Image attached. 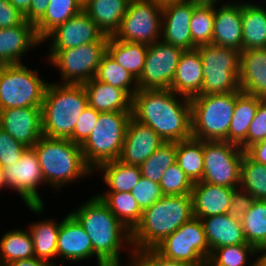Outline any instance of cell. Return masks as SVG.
<instances>
[{
  "instance_id": "1f68e13d",
  "label": "cell",
  "mask_w": 266,
  "mask_h": 266,
  "mask_svg": "<svg viewBox=\"0 0 266 266\" xmlns=\"http://www.w3.org/2000/svg\"><path fill=\"white\" fill-rule=\"evenodd\" d=\"M148 45L127 42L109 37L106 52L121 67L126 69L137 80L139 79L146 60Z\"/></svg>"
},
{
  "instance_id": "cb8c5ba5",
  "label": "cell",
  "mask_w": 266,
  "mask_h": 266,
  "mask_svg": "<svg viewBox=\"0 0 266 266\" xmlns=\"http://www.w3.org/2000/svg\"><path fill=\"white\" fill-rule=\"evenodd\" d=\"M202 58L197 49L185 50L177 64L170 89L180 96L192 99L203 86Z\"/></svg>"
},
{
  "instance_id": "94428289",
  "label": "cell",
  "mask_w": 266,
  "mask_h": 266,
  "mask_svg": "<svg viewBox=\"0 0 266 266\" xmlns=\"http://www.w3.org/2000/svg\"><path fill=\"white\" fill-rule=\"evenodd\" d=\"M6 186H5V180H4V174L3 172H0V191L1 190H5Z\"/></svg>"
},
{
  "instance_id": "83f0119b",
  "label": "cell",
  "mask_w": 266,
  "mask_h": 266,
  "mask_svg": "<svg viewBox=\"0 0 266 266\" xmlns=\"http://www.w3.org/2000/svg\"><path fill=\"white\" fill-rule=\"evenodd\" d=\"M260 3L242 0V51L266 48V5Z\"/></svg>"
},
{
  "instance_id": "6f0895ef",
  "label": "cell",
  "mask_w": 266,
  "mask_h": 266,
  "mask_svg": "<svg viewBox=\"0 0 266 266\" xmlns=\"http://www.w3.org/2000/svg\"><path fill=\"white\" fill-rule=\"evenodd\" d=\"M189 1H192L196 5H214V6H216L218 4H223V1H224V3H228L230 1L232 2L235 0H189Z\"/></svg>"
},
{
  "instance_id": "f546056e",
  "label": "cell",
  "mask_w": 266,
  "mask_h": 266,
  "mask_svg": "<svg viewBox=\"0 0 266 266\" xmlns=\"http://www.w3.org/2000/svg\"><path fill=\"white\" fill-rule=\"evenodd\" d=\"M130 0H88L83 10L108 37L114 36L120 27Z\"/></svg>"
},
{
  "instance_id": "4316f807",
  "label": "cell",
  "mask_w": 266,
  "mask_h": 266,
  "mask_svg": "<svg viewBox=\"0 0 266 266\" xmlns=\"http://www.w3.org/2000/svg\"><path fill=\"white\" fill-rule=\"evenodd\" d=\"M88 105L98 112H132V98L121 88L96 78L83 83Z\"/></svg>"
},
{
  "instance_id": "bcb514c9",
  "label": "cell",
  "mask_w": 266,
  "mask_h": 266,
  "mask_svg": "<svg viewBox=\"0 0 266 266\" xmlns=\"http://www.w3.org/2000/svg\"><path fill=\"white\" fill-rule=\"evenodd\" d=\"M27 149L0 127V165H15Z\"/></svg>"
},
{
  "instance_id": "ba28073f",
  "label": "cell",
  "mask_w": 266,
  "mask_h": 266,
  "mask_svg": "<svg viewBox=\"0 0 266 266\" xmlns=\"http://www.w3.org/2000/svg\"><path fill=\"white\" fill-rule=\"evenodd\" d=\"M25 64L0 66V110L42 106L49 82Z\"/></svg>"
},
{
  "instance_id": "8992f818",
  "label": "cell",
  "mask_w": 266,
  "mask_h": 266,
  "mask_svg": "<svg viewBox=\"0 0 266 266\" xmlns=\"http://www.w3.org/2000/svg\"><path fill=\"white\" fill-rule=\"evenodd\" d=\"M190 101L192 138L227 142L236 102V91L226 94L198 95Z\"/></svg>"
},
{
  "instance_id": "836d02e7",
  "label": "cell",
  "mask_w": 266,
  "mask_h": 266,
  "mask_svg": "<svg viewBox=\"0 0 266 266\" xmlns=\"http://www.w3.org/2000/svg\"><path fill=\"white\" fill-rule=\"evenodd\" d=\"M82 10L79 0H49L46 12L34 24L38 38L43 42L54 29Z\"/></svg>"
},
{
  "instance_id": "db71d44e",
  "label": "cell",
  "mask_w": 266,
  "mask_h": 266,
  "mask_svg": "<svg viewBox=\"0 0 266 266\" xmlns=\"http://www.w3.org/2000/svg\"><path fill=\"white\" fill-rule=\"evenodd\" d=\"M245 152L254 161L266 165V139L253 144Z\"/></svg>"
},
{
  "instance_id": "8fae6325",
  "label": "cell",
  "mask_w": 266,
  "mask_h": 266,
  "mask_svg": "<svg viewBox=\"0 0 266 266\" xmlns=\"http://www.w3.org/2000/svg\"><path fill=\"white\" fill-rule=\"evenodd\" d=\"M164 258L191 266H206L211 251L202 222L192 217L154 248Z\"/></svg>"
},
{
  "instance_id": "6125c7cd",
  "label": "cell",
  "mask_w": 266,
  "mask_h": 266,
  "mask_svg": "<svg viewBox=\"0 0 266 266\" xmlns=\"http://www.w3.org/2000/svg\"><path fill=\"white\" fill-rule=\"evenodd\" d=\"M81 3H82V5L84 6V4L88 1V0H79Z\"/></svg>"
},
{
  "instance_id": "816d5d0a",
  "label": "cell",
  "mask_w": 266,
  "mask_h": 266,
  "mask_svg": "<svg viewBox=\"0 0 266 266\" xmlns=\"http://www.w3.org/2000/svg\"><path fill=\"white\" fill-rule=\"evenodd\" d=\"M25 21L24 14L8 0H0V28L19 25Z\"/></svg>"
},
{
  "instance_id": "4fadbf2b",
  "label": "cell",
  "mask_w": 266,
  "mask_h": 266,
  "mask_svg": "<svg viewBox=\"0 0 266 266\" xmlns=\"http://www.w3.org/2000/svg\"><path fill=\"white\" fill-rule=\"evenodd\" d=\"M162 36V6L153 0H130L114 38L150 45Z\"/></svg>"
},
{
  "instance_id": "74e56055",
  "label": "cell",
  "mask_w": 266,
  "mask_h": 266,
  "mask_svg": "<svg viewBox=\"0 0 266 266\" xmlns=\"http://www.w3.org/2000/svg\"><path fill=\"white\" fill-rule=\"evenodd\" d=\"M241 223L246 242L257 250L266 248V200H254Z\"/></svg>"
},
{
  "instance_id": "ffe728a7",
  "label": "cell",
  "mask_w": 266,
  "mask_h": 266,
  "mask_svg": "<svg viewBox=\"0 0 266 266\" xmlns=\"http://www.w3.org/2000/svg\"><path fill=\"white\" fill-rule=\"evenodd\" d=\"M164 143V140L151 127L132 117L127 126L118 160L128 165L140 166Z\"/></svg>"
},
{
  "instance_id": "30bf717a",
  "label": "cell",
  "mask_w": 266,
  "mask_h": 266,
  "mask_svg": "<svg viewBox=\"0 0 266 266\" xmlns=\"http://www.w3.org/2000/svg\"><path fill=\"white\" fill-rule=\"evenodd\" d=\"M107 42H91L64 50H47L46 63L58 69L60 84H83L95 78Z\"/></svg>"
},
{
  "instance_id": "9a60e30c",
  "label": "cell",
  "mask_w": 266,
  "mask_h": 266,
  "mask_svg": "<svg viewBox=\"0 0 266 266\" xmlns=\"http://www.w3.org/2000/svg\"><path fill=\"white\" fill-rule=\"evenodd\" d=\"M184 50L162 39L148 45L139 79V89H170L175 70Z\"/></svg>"
},
{
  "instance_id": "7dc6e473",
  "label": "cell",
  "mask_w": 266,
  "mask_h": 266,
  "mask_svg": "<svg viewBox=\"0 0 266 266\" xmlns=\"http://www.w3.org/2000/svg\"><path fill=\"white\" fill-rule=\"evenodd\" d=\"M99 113L100 112L88 105L81 113L74 127L73 134L69 139L81 146L91 134L99 118Z\"/></svg>"
},
{
  "instance_id": "4dcf8cb0",
  "label": "cell",
  "mask_w": 266,
  "mask_h": 266,
  "mask_svg": "<svg viewBox=\"0 0 266 266\" xmlns=\"http://www.w3.org/2000/svg\"><path fill=\"white\" fill-rule=\"evenodd\" d=\"M62 220L56 221V218L32 221L27 226L32 237L34 254L38 259L46 260L59 266L57 260V242L60 224Z\"/></svg>"
},
{
  "instance_id": "f1b7e54d",
  "label": "cell",
  "mask_w": 266,
  "mask_h": 266,
  "mask_svg": "<svg viewBox=\"0 0 266 266\" xmlns=\"http://www.w3.org/2000/svg\"><path fill=\"white\" fill-rule=\"evenodd\" d=\"M261 98L236 91V102L233 116L228 131L227 142L240 146L247 150V134L249 126L256 115Z\"/></svg>"
},
{
  "instance_id": "ee69618b",
  "label": "cell",
  "mask_w": 266,
  "mask_h": 266,
  "mask_svg": "<svg viewBox=\"0 0 266 266\" xmlns=\"http://www.w3.org/2000/svg\"><path fill=\"white\" fill-rule=\"evenodd\" d=\"M163 195H188L193 189V182L177 163L169 166L159 182Z\"/></svg>"
},
{
  "instance_id": "680465c9",
  "label": "cell",
  "mask_w": 266,
  "mask_h": 266,
  "mask_svg": "<svg viewBox=\"0 0 266 266\" xmlns=\"http://www.w3.org/2000/svg\"><path fill=\"white\" fill-rule=\"evenodd\" d=\"M256 258V266H266V248L258 250Z\"/></svg>"
},
{
  "instance_id": "d6986e66",
  "label": "cell",
  "mask_w": 266,
  "mask_h": 266,
  "mask_svg": "<svg viewBox=\"0 0 266 266\" xmlns=\"http://www.w3.org/2000/svg\"><path fill=\"white\" fill-rule=\"evenodd\" d=\"M0 127L27 148H32L43 136L41 107L0 110Z\"/></svg>"
},
{
  "instance_id": "ab89813d",
  "label": "cell",
  "mask_w": 266,
  "mask_h": 266,
  "mask_svg": "<svg viewBox=\"0 0 266 266\" xmlns=\"http://www.w3.org/2000/svg\"><path fill=\"white\" fill-rule=\"evenodd\" d=\"M239 188L255 200H266V165L254 161L246 152L240 165Z\"/></svg>"
},
{
  "instance_id": "8d00e7d4",
  "label": "cell",
  "mask_w": 266,
  "mask_h": 266,
  "mask_svg": "<svg viewBox=\"0 0 266 266\" xmlns=\"http://www.w3.org/2000/svg\"><path fill=\"white\" fill-rule=\"evenodd\" d=\"M176 163L193 183L201 181L204 169L203 141L191 138L177 142Z\"/></svg>"
},
{
  "instance_id": "60d3db41",
  "label": "cell",
  "mask_w": 266,
  "mask_h": 266,
  "mask_svg": "<svg viewBox=\"0 0 266 266\" xmlns=\"http://www.w3.org/2000/svg\"><path fill=\"white\" fill-rule=\"evenodd\" d=\"M257 253L258 250L250 244L223 246L211 252L206 266H256L254 257ZM252 257L254 261H251Z\"/></svg>"
},
{
  "instance_id": "603a6c76",
  "label": "cell",
  "mask_w": 266,
  "mask_h": 266,
  "mask_svg": "<svg viewBox=\"0 0 266 266\" xmlns=\"http://www.w3.org/2000/svg\"><path fill=\"white\" fill-rule=\"evenodd\" d=\"M235 189L207 182H195L191 191L193 217L200 219L228 213Z\"/></svg>"
},
{
  "instance_id": "7402d4cb",
  "label": "cell",
  "mask_w": 266,
  "mask_h": 266,
  "mask_svg": "<svg viewBox=\"0 0 266 266\" xmlns=\"http://www.w3.org/2000/svg\"><path fill=\"white\" fill-rule=\"evenodd\" d=\"M239 1L214 6L213 45L242 51V0Z\"/></svg>"
},
{
  "instance_id": "484cf974",
  "label": "cell",
  "mask_w": 266,
  "mask_h": 266,
  "mask_svg": "<svg viewBox=\"0 0 266 266\" xmlns=\"http://www.w3.org/2000/svg\"><path fill=\"white\" fill-rule=\"evenodd\" d=\"M209 249L235 244H249L246 242L241 220L232 217L229 213L200 218Z\"/></svg>"
},
{
  "instance_id": "5bb4252c",
  "label": "cell",
  "mask_w": 266,
  "mask_h": 266,
  "mask_svg": "<svg viewBox=\"0 0 266 266\" xmlns=\"http://www.w3.org/2000/svg\"><path fill=\"white\" fill-rule=\"evenodd\" d=\"M245 151L226 141H203L204 169L201 182L239 188L240 165Z\"/></svg>"
},
{
  "instance_id": "91938a15",
  "label": "cell",
  "mask_w": 266,
  "mask_h": 266,
  "mask_svg": "<svg viewBox=\"0 0 266 266\" xmlns=\"http://www.w3.org/2000/svg\"><path fill=\"white\" fill-rule=\"evenodd\" d=\"M153 1H155L158 5L163 7V6L167 5V4L180 2V1H183V0H153Z\"/></svg>"
},
{
  "instance_id": "c3c4849f",
  "label": "cell",
  "mask_w": 266,
  "mask_h": 266,
  "mask_svg": "<svg viewBox=\"0 0 266 266\" xmlns=\"http://www.w3.org/2000/svg\"><path fill=\"white\" fill-rule=\"evenodd\" d=\"M129 264L131 266H191L183 262L164 258L155 249L134 251Z\"/></svg>"
},
{
  "instance_id": "2e32d148",
  "label": "cell",
  "mask_w": 266,
  "mask_h": 266,
  "mask_svg": "<svg viewBox=\"0 0 266 266\" xmlns=\"http://www.w3.org/2000/svg\"><path fill=\"white\" fill-rule=\"evenodd\" d=\"M62 219L57 242V260L61 261L59 266H64L67 261L76 264L94 258L96 266H106L94 254L91 239L80 222L70 212Z\"/></svg>"
},
{
  "instance_id": "d6a6232c",
  "label": "cell",
  "mask_w": 266,
  "mask_h": 266,
  "mask_svg": "<svg viewBox=\"0 0 266 266\" xmlns=\"http://www.w3.org/2000/svg\"><path fill=\"white\" fill-rule=\"evenodd\" d=\"M101 172L106 187L104 192H131L141 178L139 166L128 165L120 160L100 164L93 172Z\"/></svg>"
},
{
  "instance_id": "7bdbcfd3",
  "label": "cell",
  "mask_w": 266,
  "mask_h": 266,
  "mask_svg": "<svg viewBox=\"0 0 266 266\" xmlns=\"http://www.w3.org/2000/svg\"><path fill=\"white\" fill-rule=\"evenodd\" d=\"M214 27V5H197L193 10L190 32L193 45L212 44Z\"/></svg>"
},
{
  "instance_id": "5b68a950",
  "label": "cell",
  "mask_w": 266,
  "mask_h": 266,
  "mask_svg": "<svg viewBox=\"0 0 266 266\" xmlns=\"http://www.w3.org/2000/svg\"><path fill=\"white\" fill-rule=\"evenodd\" d=\"M87 106L83 84L48 83L41 106L43 136L69 139Z\"/></svg>"
},
{
  "instance_id": "d590c367",
  "label": "cell",
  "mask_w": 266,
  "mask_h": 266,
  "mask_svg": "<svg viewBox=\"0 0 266 266\" xmlns=\"http://www.w3.org/2000/svg\"><path fill=\"white\" fill-rule=\"evenodd\" d=\"M130 231L140 222L142 210L131 192H99L96 194Z\"/></svg>"
},
{
  "instance_id": "9c48e42d",
  "label": "cell",
  "mask_w": 266,
  "mask_h": 266,
  "mask_svg": "<svg viewBox=\"0 0 266 266\" xmlns=\"http://www.w3.org/2000/svg\"><path fill=\"white\" fill-rule=\"evenodd\" d=\"M196 49L202 58L204 76L200 95L240 91V51L213 44L201 45Z\"/></svg>"
},
{
  "instance_id": "be15d7a7",
  "label": "cell",
  "mask_w": 266,
  "mask_h": 266,
  "mask_svg": "<svg viewBox=\"0 0 266 266\" xmlns=\"http://www.w3.org/2000/svg\"><path fill=\"white\" fill-rule=\"evenodd\" d=\"M107 266H123V265H107ZM126 266H131L130 264H126Z\"/></svg>"
},
{
  "instance_id": "44dd1931",
  "label": "cell",
  "mask_w": 266,
  "mask_h": 266,
  "mask_svg": "<svg viewBox=\"0 0 266 266\" xmlns=\"http://www.w3.org/2000/svg\"><path fill=\"white\" fill-rule=\"evenodd\" d=\"M42 44L34 24L26 20L13 27L0 28V66L24 63L23 56Z\"/></svg>"
},
{
  "instance_id": "ac0fdd59",
  "label": "cell",
  "mask_w": 266,
  "mask_h": 266,
  "mask_svg": "<svg viewBox=\"0 0 266 266\" xmlns=\"http://www.w3.org/2000/svg\"><path fill=\"white\" fill-rule=\"evenodd\" d=\"M197 5L189 0L170 3L162 7L161 39L185 50H194L190 32L193 10Z\"/></svg>"
},
{
  "instance_id": "6da1fadb",
  "label": "cell",
  "mask_w": 266,
  "mask_h": 266,
  "mask_svg": "<svg viewBox=\"0 0 266 266\" xmlns=\"http://www.w3.org/2000/svg\"><path fill=\"white\" fill-rule=\"evenodd\" d=\"M132 117L164 142L192 138L191 101L171 89H139L132 98Z\"/></svg>"
},
{
  "instance_id": "7a4b0ae2",
  "label": "cell",
  "mask_w": 266,
  "mask_h": 266,
  "mask_svg": "<svg viewBox=\"0 0 266 266\" xmlns=\"http://www.w3.org/2000/svg\"><path fill=\"white\" fill-rule=\"evenodd\" d=\"M70 213L80 222L91 239L94 254L107 265H123L122 251L129 264L133 254L131 231L109 210L96 194ZM130 255V256H129ZM122 260V261H121Z\"/></svg>"
},
{
  "instance_id": "e575fe53",
  "label": "cell",
  "mask_w": 266,
  "mask_h": 266,
  "mask_svg": "<svg viewBox=\"0 0 266 266\" xmlns=\"http://www.w3.org/2000/svg\"><path fill=\"white\" fill-rule=\"evenodd\" d=\"M5 232L0 237V266L35 257L33 241L28 229L13 228Z\"/></svg>"
},
{
  "instance_id": "d4e9b609",
  "label": "cell",
  "mask_w": 266,
  "mask_h": 266,
  "mask_svg": "<svg viewBox=\"0 0 266 266\" xmlns=\"http://www.w3.org/2000/svg\"><path fill=\"white\" fill-rule=\"evenodd\" d=\"M240 90L266 99V48L240 52Z\"/></svg>"
},
{
  "instance_id": "f907efd6",
  "label": "cell",
  "mask_w": 266,
  "mask_h": 266,
  "mask_svg": "<svg viewBox=\"0 0 266 266\" xmlns=\"http://www.w3.org/2000/svg\"><path fill=\"white\" fill-rule=\"evenodd\" d=\"M254 200L255 199L246 191L240 188H236L233 191V196L229 205L228 213L232 217L241 220L246 211L251 207Z\"/></svg>"
},
{
  "instance_id": "11a10c76",
  "label": "cell",
  "mask_w": 266,
  "mask_h": 266,
  "mask_svg": "<svg viewBox=\"0 0 266 266\" xmlns=\"http://www.w3.org/2000/svg\"><path fill=\"white\" fill-rule=\"evenodd\" d=\"M4 266H57L53 263L36 257L21 259L5 264Z\"/></svg>"
},
{
  "instance_id": "f6af8a7d",
  "label": "cell",
  "mask_w": 266,
  "mask_h": 266,
  "mask_svg": "<svg viewBox=\"0 0 266 266\" xmlns=\"http://www.w3.org/2000/svg\"><path fill=\"white\" fill-rule=\"evenodd\" d=\"M131 193L142 211L150 207L163 196L160 184L143 176H141L139 181L133 187Z\"/></svg>"
},
{
  "instance_id": "7c38bea8",
  "label": "cell",
  "mask_w": 266,
  "mask_h": 266,
  "mask_svg": "<svg viewBox=\"0 0 266 266\" xmlns=\"http://www.w3.org/2000/svg\"><path fill=\"white\" fill-rule=\"evenodd\" d=\"M2 170L6 190L15 191L32 213H44L45 202L38 190L46 183L35 150L27 148L15 165L2 167Z\"/></svg>"
},
{
  "instance_id": "e0dca14e",
  "label": "cell",
  "mask_w": 266,
  "mask_h": 266,
  "mask_svg": "<svg viewBox=\"0 0 266 266\" xmlns=\"http://www.w3.org/2000/svg\"><path fill=\"white\" fill-rule=\"evenodd\" d=\"M108 39L82 10L54 29L42 43L50 40L49 50H64L91 42H108Z\"/></svg>"
},
{
  "instance_id": "3957f363",
  "label": "cell",
  "mask_w": 266,
  "mask_h": 266,
  "mask_svg": "<svg viewBox=\"0 0 266 266\" xmlns=\"http://www.w3.org/2000/svg\"><path fill=\"white\" fill-rule=\"evenodd\" d=\"M192 217L191 194L163 195L143 210L140 222L131 231L133 250L154 249Z\"/></svg>"
},
{
  "instance_id": "b9f144b4",
  "label": "cell",
  "mask_w": 266,
  "mask_h": 266,
  "mask_svg": "<svg viewBox=\"0 0 266 266\" xmlns=\"http://www.w3.org/2000/svg\"><path fill=\"white\" fill-rule=\"evenodd\" d=\"M177 142H165L139 167L141 175L153 182H160L167 168L176 163Z\"/></svg>"
},
{
  "instance_id": "f35d334b",
  "label": "cell",
  "mask_w": 266,
  "mask_h": 266,
  "mask_svg": "<svg viewBox=\"0 0 266 266\" xmlns=\"http://www.w3.org/2000/svg\"><path fill=\"white\" fill-rule=\"evenodd\" d=\"M95 78L123 89L131 98L139 90L137 79L116 63L107 52L102 56Z\"/></svg>"
},
{
  "instance_id": "9f6ffc18",
  "label": "cell",
  "mask_w": 266,
  "mask_h": 266,
  "mask_svg": "<svg viewBox=\"0 0 266 266\" xmlns=\"http://www.w3.org/2000/svg\"><path fill=\"white\" fill-rule=\"evenodd\" d=\"M24 15L30 10L32 0H8Z\"/></svg>"
},
{
  "instance_id": "52a82bcc",
  "label": "cell",
  "mask_w": 266,
  "mask_h": 266,
  "mask_svg": "<svg viewBox=\"0 0 266 266\" xmlns=\"http://www.w3.org/2000/svg\"><path fill=\"white\" fill-rule=\"evenodd\" d=\"M132 112H101L88 139L81 145L86 164L94 171L100 164L119 159Z\"/></svg>"
},
{
  "instance_id": "681fc988",
  "label": "cell",
  "mask_w": 266,
  "mask_h": 266,
  "mask_svg": "<svg viewBox=\"0 0 266 266\" xmlns=\"http://www.w3.org/2000/svg\"><path fill=\"white\" fill-rule=\"evenodd\" d=\"M266 139V99H262L257 108L247 134V149Z\"/></svg>"
},
{
  "instance_id": "277c9868",
  "label": "cell",
  "mask_w": 266,
  "mask_h": 266,
  "mask_svg": "<svg viewBox=\"0 0 266 266\" xmlns=\"http://www.w3.org/2000/svg\"><path fill=\"white\" fill-rule=\"evenodd\" d=\"M32 148L37 154L47 187L55 193H61V189L80 178L94 176L84 160L81 146L70 139L42 136Z\"/></svg>"
},
{
  "instance_id": "f5cc1de1",
  "label": "cell",
  "mask_w": 266,
  "mask_h": 266,
  "mask_svg": "<svg viewBox=\"0 0 266 266\" xmlns=\"http://www.w3.org/2000/svg\"><path fill=\"white\" fill-rule=\"evenodd\" d=\"M49 0H32L30 10L24 15L25 20L35 24L46 12Z\"/></svg>"
}]
</instances>
